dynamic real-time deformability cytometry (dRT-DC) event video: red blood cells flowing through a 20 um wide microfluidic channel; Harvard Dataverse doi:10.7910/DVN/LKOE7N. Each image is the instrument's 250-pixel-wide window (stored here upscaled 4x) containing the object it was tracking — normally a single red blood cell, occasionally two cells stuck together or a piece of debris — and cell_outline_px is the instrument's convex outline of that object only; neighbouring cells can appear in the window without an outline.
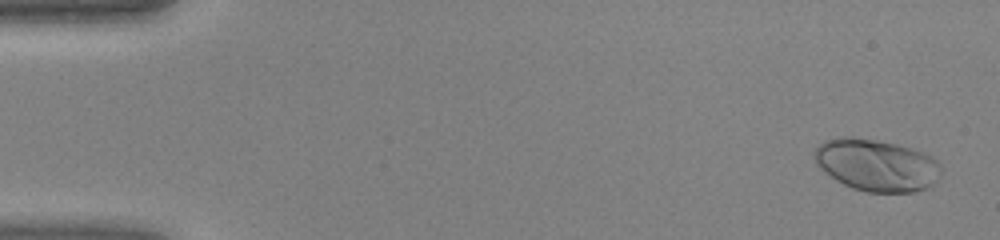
{"species": "human", "species_latin": "Homo sapiens", "temperature_condition": "warm", "stored_images_in_passage": 45, "camera_frame_rate_fps": 3000, "um_per_image_px": 0.085, "donor": {"sex": "female"}, "frame": {"image": 1, "passage_image": 2, "time_ms": 0.333, "image_size_px": [1000, 240], "cell_outline_px": [[940, 176], [928, 188], [912, 192], [868, 192], [852, 188], [836, 180], [820, 168], [816, 164], [812, 152], [824, 140], [840, 136], [852, 136], [876, 140], [896, 144], [912, 148], [932, 156], [940, 164]], "centroid_in_image_um": [74.48, 14.02], "position_along_channel_um": 10.5, "area_um2": 38.55}}
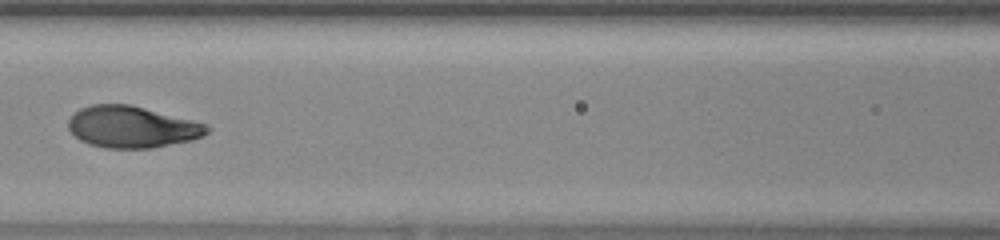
{"frame": {"image": 2, "passage_image": 21, "time_ms": 6.667, "image_size_px": [1000, 240], "cell_outline_px": [[212, 128], [204, 136], [192, 140], [152, 148], [104, 148], [88, 144], [80, 140], [68, 128], [68, 120], [80, 108], [92, 104], [128, 104], [208, 124]], "centroid_in_image_um": [11.24, 10.8], "position_along_channel_um": 155.4, "area_um2": 33.58}}
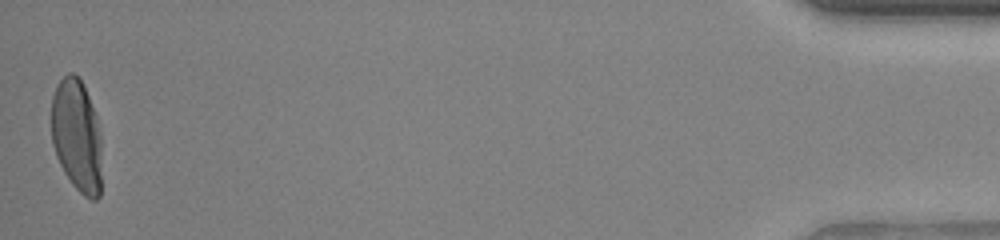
{"frame": {"image": 3, "passage_image": 45, "time_ms": 14.667, "image_size_px": [1000, 240], "cell_outline_px": [[100, 196], [96, 200], [92, 200], [84, 196], [72, 184], [64, 172], [56, 156], [52, 144], [52, 96], [60, 80], [68, 72], [72, 72], [80, 76], [84, 84], [96, 116], [100, 136]], "centroid_in_image_um": [6.52, 11.51], "position_along_channel_um": 428.7, "area_um2": 33.06}}